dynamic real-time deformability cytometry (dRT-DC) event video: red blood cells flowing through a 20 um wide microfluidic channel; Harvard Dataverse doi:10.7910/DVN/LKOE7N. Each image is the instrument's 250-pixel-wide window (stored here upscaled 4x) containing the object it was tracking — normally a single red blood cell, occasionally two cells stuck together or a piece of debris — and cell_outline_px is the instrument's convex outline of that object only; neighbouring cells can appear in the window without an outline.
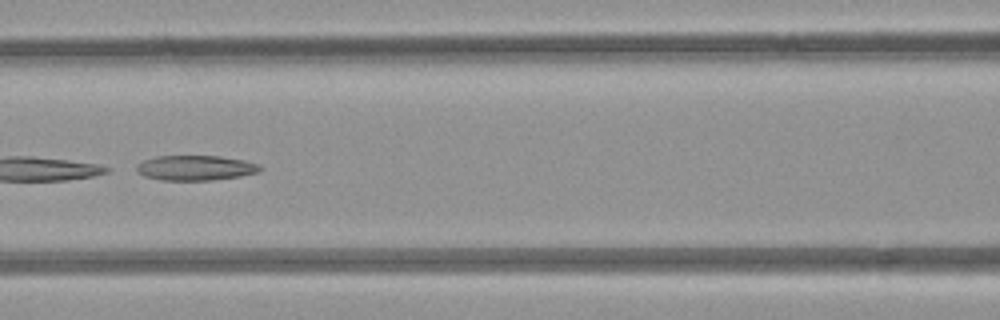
{"species": "common noctule bat (a hibernating species)", "species_latin": "Nyctalus noctula", "temperature_condition": "room temperature", "stored_images_in_passage": 6, "camera_frame_rate_fps": 3000, "um_per_image_px": 0.085, "animal": {"sex": "female", "body_mass_g": 21.9}, "frame": {"image": 1, "passage_image": 6, "time_ms": 5.667, "image_size_px": [1000, 320], "cell_outline_px": [[264, 168], [256, 172], [240, 176], [212, 180], [160, 180], [144, 176], [136, 172], [136, 168], [144, 160], [156, 156], [220, 156], [244, 160], [260, 164]], "centroid_in_image_um": [16.63, 14.27], "position_along_channel_um": 150.0, "area_um2": 17.98}}